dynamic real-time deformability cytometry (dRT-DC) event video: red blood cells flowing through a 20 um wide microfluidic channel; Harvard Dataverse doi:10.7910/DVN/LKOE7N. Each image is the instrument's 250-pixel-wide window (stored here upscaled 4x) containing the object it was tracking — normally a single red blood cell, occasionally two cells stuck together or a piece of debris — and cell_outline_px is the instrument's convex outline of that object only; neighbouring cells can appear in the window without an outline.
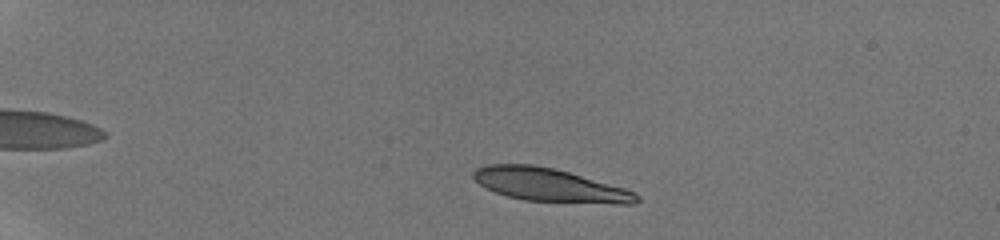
{"species": "human", "species_latin": "Homo sapiens", "temperature_condition": "room temperature", "stored_images_in_passage": 6, "camera_frame_rate_fps": 3000, "um_per_image_px": 0.085, "donor": {"sex": "male"}, "frame": {"image": 1, "passage_image": 2, "time_ms": 1.0, "image_size_px": [1000, 240], "cell_outline_px": [[640, 200], [632, 204], [612, 204], [524, 200], [508, 196], [496, 192], [472, 180], [472, 172], [476, 168], [488, 164], [532, 164], [552, 168], [568, 172], [624, 188], [636, 192], [640, 196]], "centroid_in_image_um": [46.72, 15.73], "position_along_channel_um": 38.3, "area_um2": 31.56}}
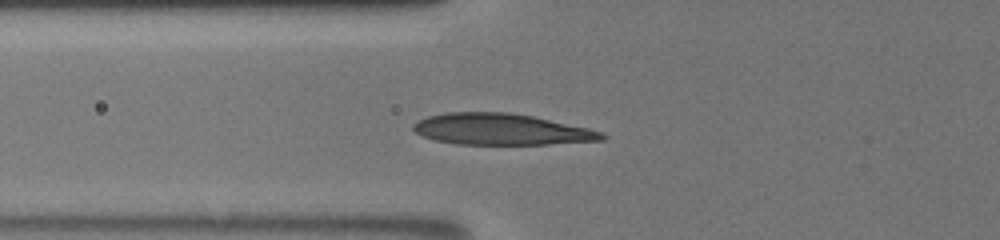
{"frame": {"image": 2, "passage_image": 6, "time_ms": 4.333, "image_size_px": [1000, 240], "cell_outline_px": [[608, 136], [604, 140], [548, 144], [456, 144], [436, 140], [424, 136], [416, 132], [412, 128], [412, 124], [428, 116], [444, 112], [512, 112], [532, 116], [588, 128], [604, 132]], "centroid_in_image_um": [42.62, 10.99], "position_along_channel_um": 83.2, "area_um2": 34.33}}